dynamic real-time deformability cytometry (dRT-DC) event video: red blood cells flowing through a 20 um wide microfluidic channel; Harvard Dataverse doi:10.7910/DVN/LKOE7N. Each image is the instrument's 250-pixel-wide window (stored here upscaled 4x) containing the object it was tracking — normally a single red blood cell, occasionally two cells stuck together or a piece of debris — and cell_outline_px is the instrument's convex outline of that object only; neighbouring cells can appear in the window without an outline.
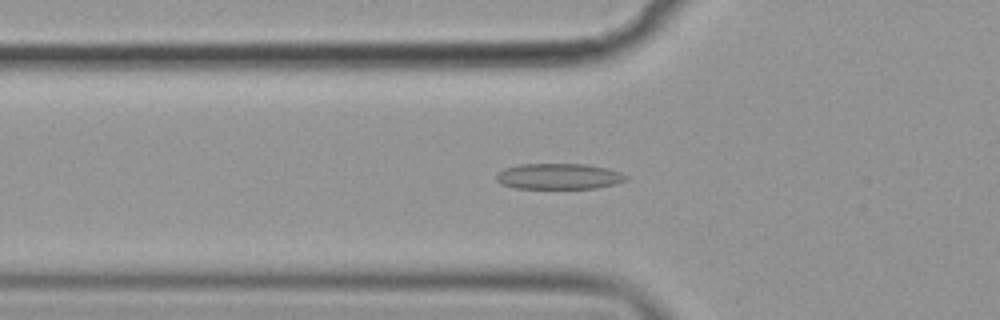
{"species": "common noctule bat (a hibernating species)", "species_latin": "Nyctalus noctula", "temperature_condition": "cold", "stored_images_in_passage": 43, "camera_frame_rate_fps": 3000, "um_per_image_px": 0.085, "animal": {"sex": "female", "body_mass_g": 19.9}, "frame": {"image": 1, "passage_image": 14, "time_ms": 4.333, "image_size_px": [1000, 320], "cell_outline_px": [[628, 176], [624, 180], [616, 184], [596, 188], [516, 188], [500, 184], [496, 180], [496, 176], [504, 168], [520, 164], [584, 164], [608, 168], [620, 172]], "centroid_in_image_um": [47.49, 14.99], "position_along_channel_um": 78.3, "area_um2": 19.42}}
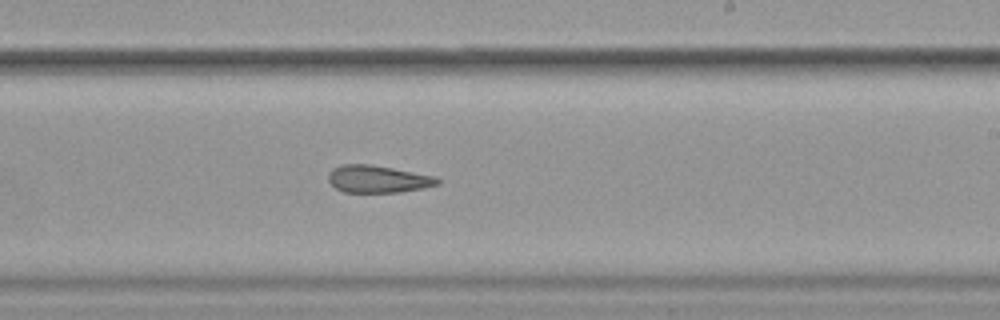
{"frame": {"image": 2, "passage_image": 29, "time_ms": 9.333, "image_size_px": [1000, 320], "cell_outline_px": [[440, 184], [424, 188], [400, 192], [344, 192], [336, 188], [328, 180], [328, 172], [332, 168], [344, 164], [368, 164], [392, 168], [436, 176], [440, 180]], "centroid_in_image_um": [32.13, 15.22], "position_along_channel_um": 256.9, "area_um2": 17.4}}
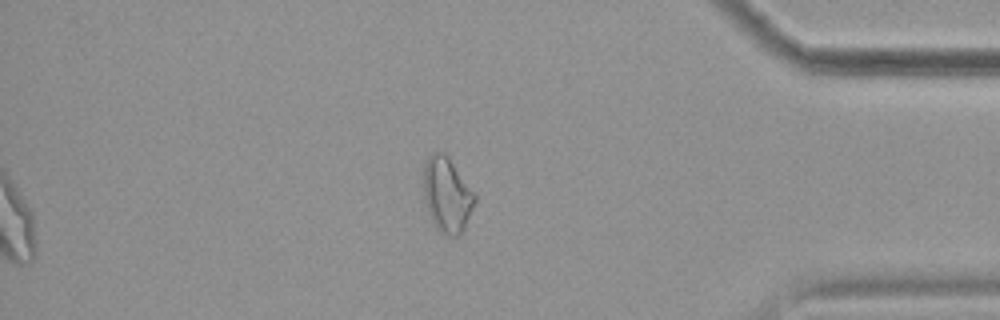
{"frame": {"image": 3, "passage_image": 43, "time_ms": 14.0, "image_size_px": [1000, 320], "cell_outline_px": [[476, 200], [464, 228], [456, 236], [448, 236], [440, 232], [436, 228], [428, 212], [424, 200], [424, 160], [432, 152], [444, 152], [448, 156], [476, 192]], "centroid_in_image_um": [38.0, 16.52], "position_along_channel_um": 397.2, "area_um2": 22.6}, "authors_computed_cell_mechanics": {"area_um2": 18.785, "velocity_mm_per_s": 3.5777, "shape_relaxation_time_tau1_ms": null, "shape_relaxation_time_tau2_ms": 4.6154, "deformation_change_tau1": null, "deformation_change_tau2": 0.1391}}